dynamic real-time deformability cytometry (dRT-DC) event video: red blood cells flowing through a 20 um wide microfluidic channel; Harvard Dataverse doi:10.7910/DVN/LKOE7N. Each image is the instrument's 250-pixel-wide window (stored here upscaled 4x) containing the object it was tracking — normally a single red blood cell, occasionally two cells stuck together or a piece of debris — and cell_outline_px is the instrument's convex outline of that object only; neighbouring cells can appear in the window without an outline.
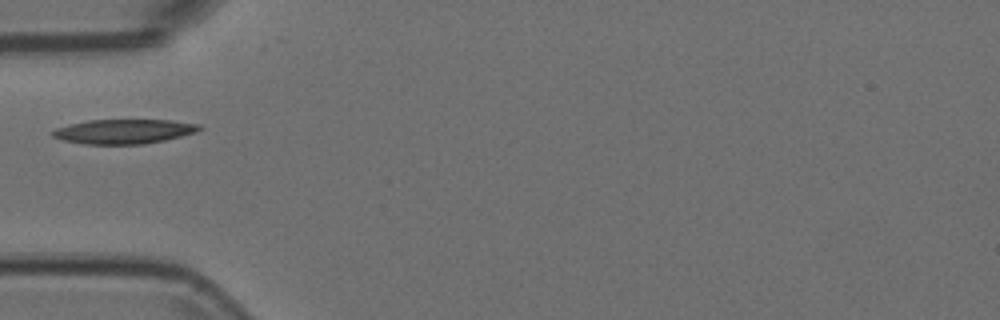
{"species": "Egyptian fruit bat (a non-hibernating species)", "species_latin": "Rousettus aegyptiacus", "temperature_condition": "room temperature", "stored_images_in_passage": 14, "camera_frame_rate_fps": 3000, "um_per_image_px": 0.085, "animal": {"sex": "female"}, "frame": {"image": 1, "passage_image": 1, "time_ms": 0.0, "image_size_px": [1000, 320], "cell_outline_px": [[204, 128], [196, 132], [164, 140], [144, 144], [84, 144], [64, 140], [52, 136], [52, 132], [56, 128], [88, 120], [172, 120], [200, 124]], "centroid_in_image_um": [10.57, 11.17], "position_along_channel_um": 74.4, "area_um2": 20.81}}
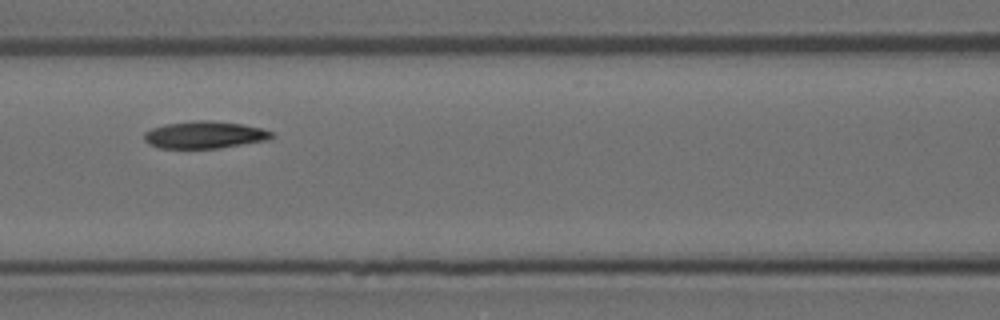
{"frame": {"image": 2, "passage_image": 7, "time_ms": 2.0, "image_size_px": [1000, 320], "cell_outline_px": [[276, 136], [268, 140], [216, 148], [160, 148], [148, 144], [144, 140], [144, 132], [152, 128], [164, 124], [196, 120], [208, 120], [244, 124], [260, 128], [272, 132]], "centroid_in_image_um": [17.38, 11.45], "position_along_channel_um": 149.2, "area_um2": 20.23}}
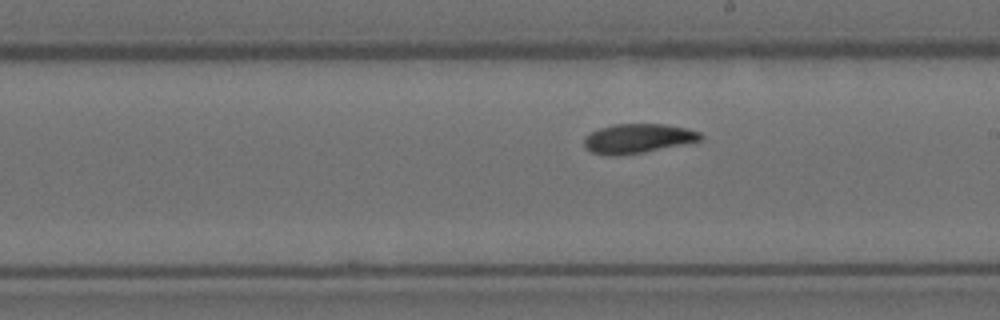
{"frame": {"image": 3, "passage_image": 14, "time_ms": 4.333, "image_size_px": [1000, 320], "cell_outline_px": [[704, 140], [644, 152], [616, 156], [608, 156], [592, 152], [584, 148], [584, 136], [600, 128], [612, 124], [664, 124], [688, 128], [700, 132], [704, 136]], "centroid_in_image_um": [54.23, 11.77], "position_along_channel_um": 234.8, "area_um2": 20.17}}